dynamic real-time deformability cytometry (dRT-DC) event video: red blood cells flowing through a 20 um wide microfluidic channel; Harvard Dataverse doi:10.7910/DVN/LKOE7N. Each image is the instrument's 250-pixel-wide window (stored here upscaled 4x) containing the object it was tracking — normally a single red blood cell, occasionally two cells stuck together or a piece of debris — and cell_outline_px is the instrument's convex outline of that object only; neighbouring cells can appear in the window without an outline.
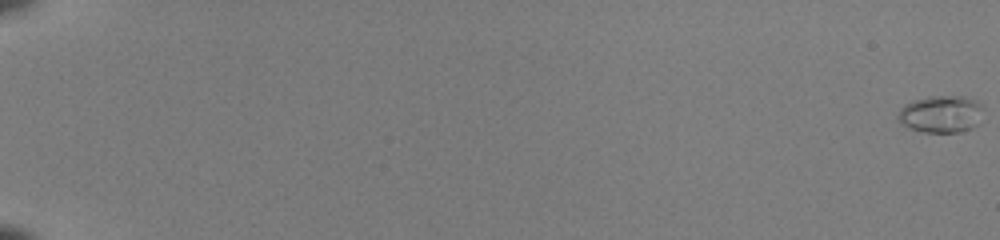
{"species": "common noctule bat (a hibernating species)", "species_latin": "Nyctalus noctula", "temperature_condition": "room temperature", "stored_images_in_passage": 51, "camera_frame_rate_fps": 3000, "um_per_image_px": 0.085, "animal": {"sex": "female", "body_mass_g": 22.0, "forearm_length_mm": 56.7}, "frame": {"image": 1, "passage_image": 1, "time_ms": 0.0, "image_size_px": [1000, 240], "cell_outline_px": [[984, 104], [980, 124], [972, 128], [956, 132], [924, 132], [900, 124], [896, 116], [900, 108], [904, 104], [912, 100], [928, 96], [964, 96], [976, 100]], "centroid_in_image_um": [80.01, 9.68], "position_along_channel_um": 5.0, "area_um2": 18.9}}
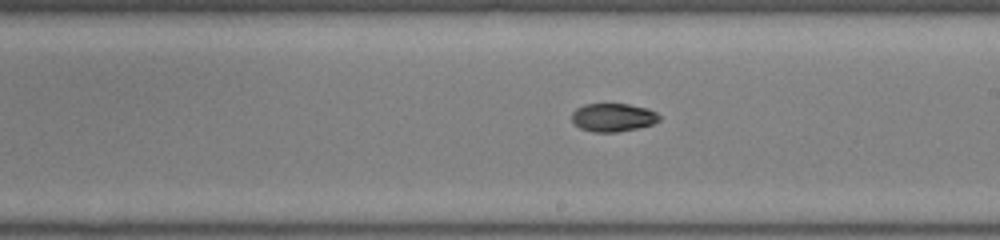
{"frame": {"image": 2, "passage_image": 35, "time_ms": 11.333, "image_size_px": [1000, 240], "cell_outline_px": [[660, 120], [652, 124], [636, 128], [616, 132], [592, 132], [580, 128], [572, 120], [572, 112], [576, 108], [584, 104], [628, 104], [648, 108], [656, 112], [660, 116]], "centroid_in_image_um": [52.1, 9.97], "position_along_channel_um": 236.9, "area_um2": 14.39}}
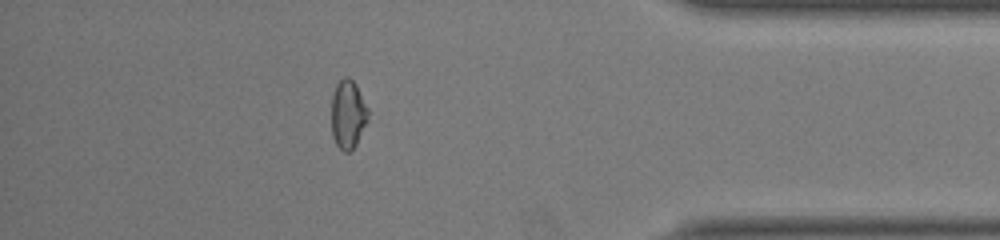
{"frame": {"image": 3, "passage_image": 49, "time_ms": 16.0, "image_size_px": [1000, 240], "cell_outline_px": [[368, 120], [356, 144], [348, 152], [344, 152], [336, 144], [332, 136], [332, 96], [336, 84], [344, 76], [348, 76], [356, 84], [368, 108]], "centroid_in_image_um": [29.58, 9.7], "position_along_channel_um": 405.6, "area_um2": 14.62}}